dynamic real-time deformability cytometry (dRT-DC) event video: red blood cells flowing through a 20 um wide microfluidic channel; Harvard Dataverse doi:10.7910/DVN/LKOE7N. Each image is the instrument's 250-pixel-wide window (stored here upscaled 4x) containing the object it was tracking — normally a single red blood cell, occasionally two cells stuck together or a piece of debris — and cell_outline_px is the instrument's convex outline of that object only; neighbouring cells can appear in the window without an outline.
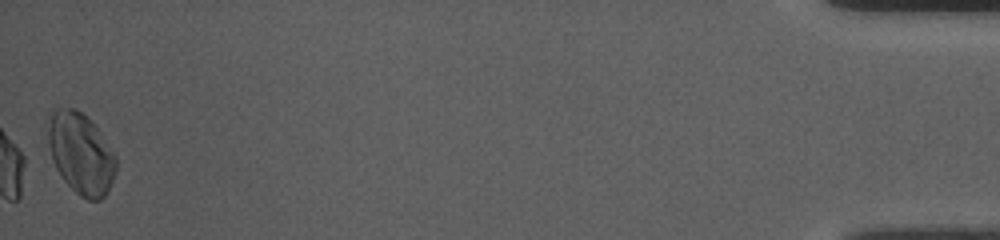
{"species": "common noctule bat (a hibernating species)", "species_latin": "Nyctalus noctula", "temperature_condition": "room temperature", "stored_images_in_passage": 41, "camera_frame_rate_fps": 3000, "um_per_image_px": 0.085, "animal": {"sex": "female", "body_mass_g": 10.0, "forearm_length_mm": 53.1}, "frame": {"image": 1, "passage_image": 41, "time_ms": 13.333, "image_size_px": [1000, 240], "cell_outline_px": [[116, 168], [108, 192], [100, 200], [88, 200], [80, 196], [64, 180], [56, 168], [52, 160], [48, 140], [48, 112], [52, 108], [76, 108], [96, 128], [116, 156]], "centroid_in_image_um": [6.84, 13.03], "position_along_channel_um": 428.4, "area_um2": 31.91}, "authors_computed_cell_mechanics": {"area_um2": 21.6172, "velocity_mm_per_s": 3.729, "shape_relaxation_time_tau1_ms": 4.5148, "shape_relaxation_time_tau2_ms": 3.4277, "deformation_change_tau1": 0.1314, "deformation_change_tau2": 0.0918}}